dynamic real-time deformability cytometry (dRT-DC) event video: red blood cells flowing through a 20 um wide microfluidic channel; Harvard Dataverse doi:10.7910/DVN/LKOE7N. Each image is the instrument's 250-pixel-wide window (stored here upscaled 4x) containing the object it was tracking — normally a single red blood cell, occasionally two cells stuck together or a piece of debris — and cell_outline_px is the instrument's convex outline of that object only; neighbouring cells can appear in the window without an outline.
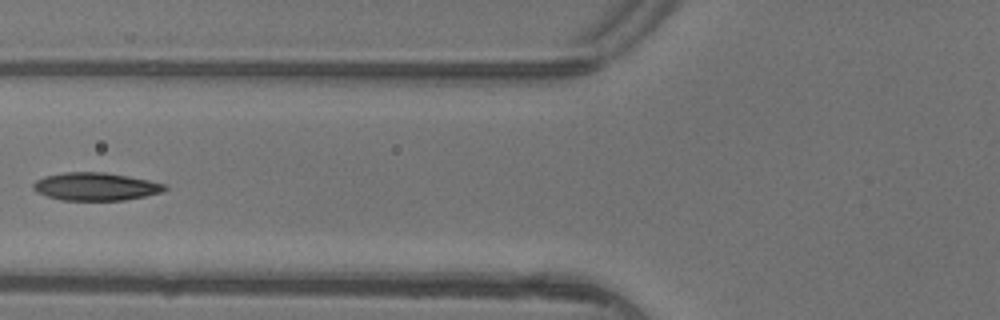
{"species": "common noctule bat (a hibernating species)", "species_latin": "Nyctalus noctula", "temperature_condition": "warm", "stored_images_in_passage": 5, "camera_frame_rate_fps": 3000, "um_per_image_px": 0.085, "animal": {"sex": "female"}, "frame": {"image": 1, "passage_image": 4, "time_ms": 1.0, "image_size_px": [1000, 320], "cell_outline_px": [[168, 188], [164, 192], [124, 200], [60, 200], [36, 192], [32, 188], [32, 184], [36, 180], [44, 176], [64, 172], [104, 172], [128, 176], [168, 184]], "centroid_in_image_um": [8.14, 15.85], "position_along_channel_um": 117.7, "area_um2": 21.5}}
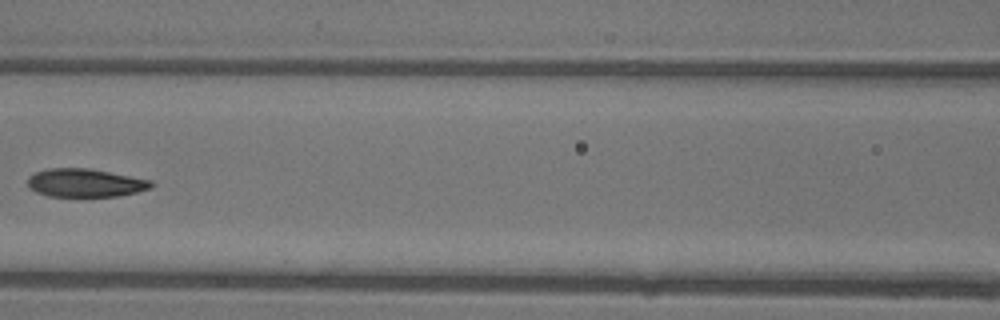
{"frame": {"image": 2, "passage_image": 5, "time_ms": 1.333, "image_size_px": [1000, 320], "cell_outline_px": [[156, 184], [152, 188], [120, 196], [48, 196], [36, 192], [28, 184], [28, 176], [36, 172], [48, 168], [88, 168], [152, 180]], "centroid_in_image_um": [7.28, 15.54], "position_along_channel_um": 159.3, "area_um2": 20.35}}